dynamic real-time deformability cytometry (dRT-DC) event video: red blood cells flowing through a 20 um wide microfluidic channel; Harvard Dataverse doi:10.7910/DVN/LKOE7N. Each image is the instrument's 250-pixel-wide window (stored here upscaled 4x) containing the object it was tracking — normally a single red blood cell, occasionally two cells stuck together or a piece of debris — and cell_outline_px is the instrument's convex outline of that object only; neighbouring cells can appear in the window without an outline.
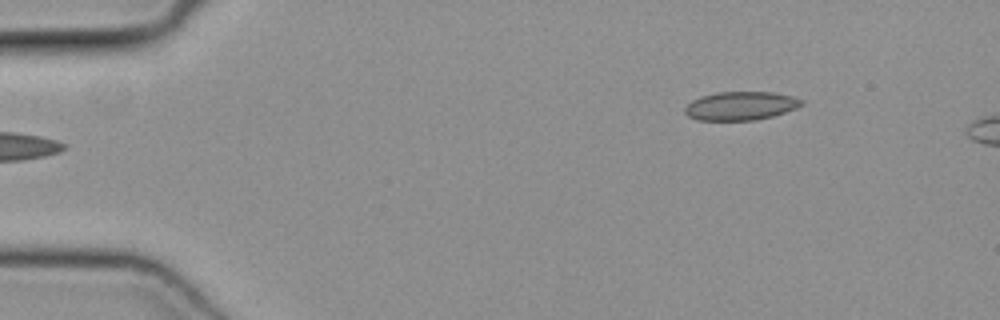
{"species": "common noctule bat (a hibernating species)", "species_latin": "Nyctalus noctula", "temperature_condition": "cold", "stored_images_in_passage": 8, "camera_frame_rate_fps": 3000, "um_per_image_px": 0.085, "animal": {"sex": "female", "body_mass_g": 19.3, "forearm_length_mm": 54.1}, "frame": {"image": 1, "passage_image": 1, "time_ms": 0.0, "image_size_px": [1000, 320], "cell_outline_px": [[804, 104], [796, 108], [772, 116], [756, 120], [696, 120], [688, 116], [684, 112], [684, 108], [692, 100], [700, 96], [716, 92], [772, 92], [792, 96], [804, 100]], "centroid_in_image_um": [62.94, 8.99], "position_along_channel_um": 22.1, "area_um2": 19.48}}